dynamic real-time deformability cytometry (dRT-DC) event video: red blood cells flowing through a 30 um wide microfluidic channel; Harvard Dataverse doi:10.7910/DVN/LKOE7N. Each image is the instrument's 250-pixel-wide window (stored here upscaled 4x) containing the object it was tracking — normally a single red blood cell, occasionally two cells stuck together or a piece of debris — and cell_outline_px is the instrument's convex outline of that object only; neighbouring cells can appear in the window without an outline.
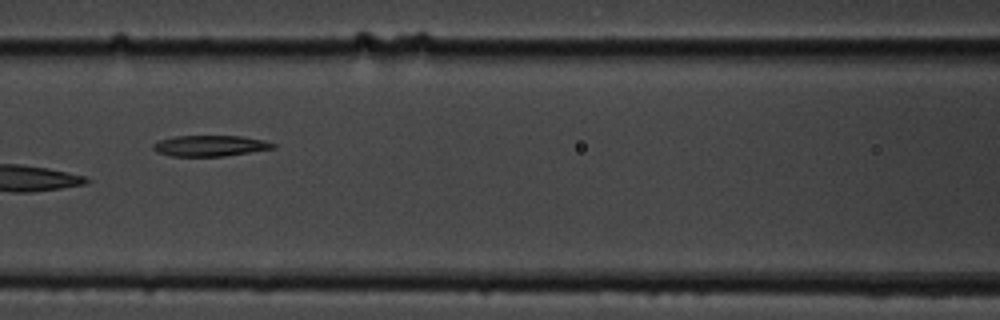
{"species": "common noctule bat (a hibernating species)", "species_latin": "Nyctalus noctula", "temperature_condition": "cold", "stored_images_in_passage": 10, "camera_frame_rate_fps": 3000, "um_per_image_px": 0.085, "animal": {"sex": "male", "body_mass_g": 19.5, "forearm_length_mm": 54.6}, "frame": {"image": 1, "passage_image": 6, "time_ms": 5.667, "image_size_px": [1000, 320], "cell_outline_px": [[276, 148], [224, 156], [172, 156], [156, 152], [152, 148], [152, 144], [160, 140], [176, 136], [244, 136], [264, 140], [276, 144]], "centroid_in_image_um": [17.87, 12.39], "position_along_channel_um": 148.7, "area_um2": 14.62}}